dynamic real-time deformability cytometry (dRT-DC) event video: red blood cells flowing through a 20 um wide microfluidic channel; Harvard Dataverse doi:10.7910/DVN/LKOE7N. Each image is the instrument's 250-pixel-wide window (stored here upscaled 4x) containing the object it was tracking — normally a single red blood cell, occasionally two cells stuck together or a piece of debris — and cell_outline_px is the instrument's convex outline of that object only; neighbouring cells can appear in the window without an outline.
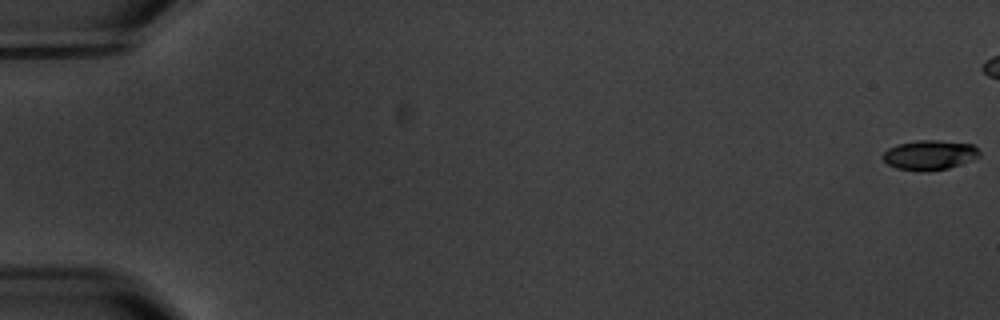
{"species": "common noctule bat (a hibernating species)", "species_latin": "Nyctalus noctula", "temperature_condition": "warm", "stored_images_in_passage": 6, "camera_frame_rate_fps": 3000, "um_per_image_px": 0.085, "animal": {"sex": "male", "body_mass_g": 20.1, "forearm_length_mm": 53.5}, "frame": {"image": 1, "passage_image": 1, "time_ms": 0.0, "image_size_px": [1000, 320], "cell_outline_px": [[980, 156], [972, 160], [948, 168], [928, 172], [920, 172], [896, 168], [888, 164], [880, 156], [888, 148], [900, 144], [916, 140], [936, 140], [972, 144], [980, 152]], "centroid_in_image_um": [79.0, 13.19], "position_along_channel_um": 6.0, "area_um2": 16.82}}
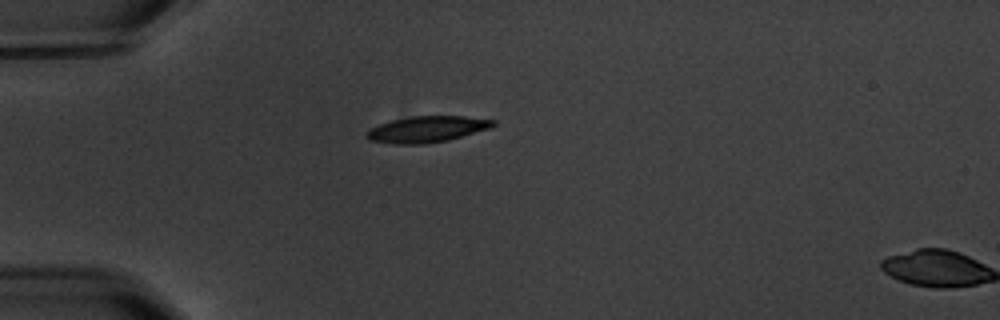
{"frame": {"image": 2, "passage_image": 6, "time_ms": 7.333, "image_size_px": [1000, 320], "cell_outline_px": [[496, 124], [492, 128], [448, 140], [424, 144], [396, 144], [368, 140], [364, 136], [372, 128], [380, 124], [392, 120], [412, 116], [464, 116], [496, 120]], "centroid_in_image_um": [36.33, 10.98], "position_along_channel_um": 48.7, "area_um2": 19.31}}